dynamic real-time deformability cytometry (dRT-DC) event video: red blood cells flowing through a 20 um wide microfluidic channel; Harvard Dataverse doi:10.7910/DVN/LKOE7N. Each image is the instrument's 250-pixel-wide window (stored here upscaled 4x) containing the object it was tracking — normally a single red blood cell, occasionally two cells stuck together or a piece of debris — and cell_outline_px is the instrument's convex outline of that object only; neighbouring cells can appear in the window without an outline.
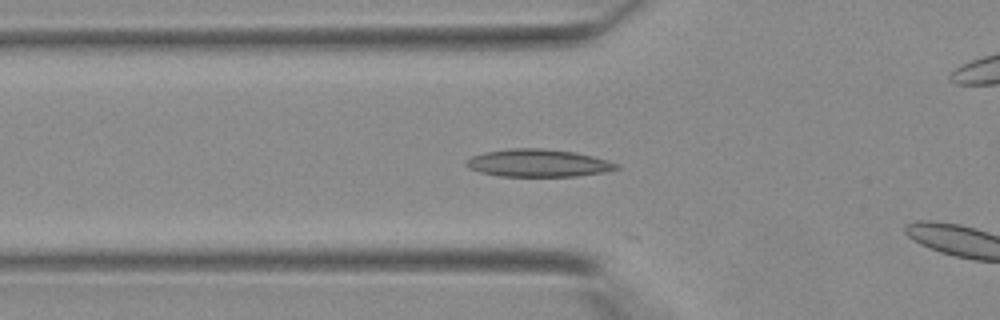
{"species": "Egyptian fruit bat (a non-hibernating species)", "species_latin": "Rousettus aegyptiacus", "temperature_condition": "warm", "stored_images_in_passage": 9, "camera_frame_rate_fps": 3000, "um_per_image_px": 0.085, "animal": {"sex": "female"}, "frame": {"image": 1, "passage_image": 8, "time_ms": 2.333, "image_size_px": [1000, 320], "cell_outline_px": [[620, 168], [604, 172], [576, 176], [500, 176], [480, 172], [468, 168], [464, 164], [472, 156], [484, 152], [508, 148], [544, 148], [576, 152], [592, 156], [620, 164]], "centroid_in_image_um": [45.74, 13.85], "position_along_channel_um": 80.1, "area_um2": 24.22}}